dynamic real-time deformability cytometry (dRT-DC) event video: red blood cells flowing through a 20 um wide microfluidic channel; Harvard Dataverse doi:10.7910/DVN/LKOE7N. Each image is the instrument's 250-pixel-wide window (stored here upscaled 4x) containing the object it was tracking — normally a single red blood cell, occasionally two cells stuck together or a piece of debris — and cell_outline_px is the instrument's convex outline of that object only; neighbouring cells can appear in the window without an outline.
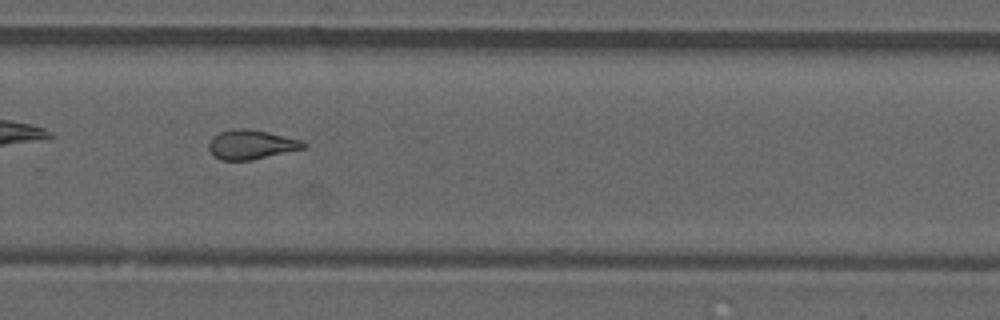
{"species": "common noctule bat (a hibernating species)", "species_latin": "Nyctalus noctula", "temperature_condition": "room temperature", "stored_images_in_passage": 37, "camera_frame_rate_fps": 3000, "um_per_image_px": 0.085, "animal": {"sex": "male", "forearm_length_mm": 52.5}, "frame": {"image": 1, "passage_image": 21, "time_ms": 6.667, "image_size_px": [1000, 320], "cell_outline_px": [[308, 144], [304, 148], [252, 160], [220, 160], [208, 148], [208, 144], [220, 132], [240, 128], [248, 128], [268, 132], [300, 140]], "centroid_in_image_um": [21.38, 12.29], "position_along_channel_um": 308.4, "area_um2": 15.84}, "authors_computed_cell_mechanics": {"area_um2": 16.2418, "velocity_mm_per_s": 3.912, "shape_relaxation_time_tau1_ms": null, "shape_relaxation_time_tau2_ms": 2.525, "deformation_change_tau1": null, "deformation_change_tau2": 0.0999}}